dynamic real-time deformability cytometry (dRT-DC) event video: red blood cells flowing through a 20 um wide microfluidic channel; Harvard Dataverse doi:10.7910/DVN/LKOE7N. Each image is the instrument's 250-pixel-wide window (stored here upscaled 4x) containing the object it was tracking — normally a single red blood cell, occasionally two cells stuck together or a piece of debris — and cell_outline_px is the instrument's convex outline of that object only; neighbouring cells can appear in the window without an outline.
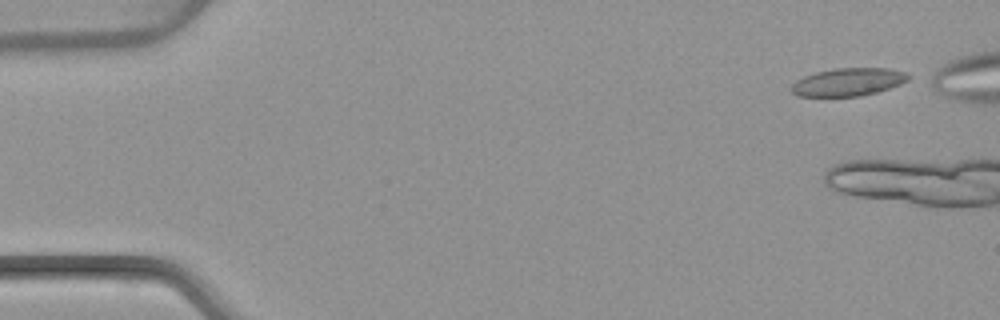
{"species": "common noctule bat (a hibernating species)", "species_latin": "Nyctalus noctula", "temperature_condition": "warm", "stored_images_in_passage": 4, "camera_frame_rate_fps": 3000, "um_per_image_px": 0.085, "animal": {"sex": "female", "body_mass_g": 22.7, "forearm_length_mm": 54.2}, "frame": {"image": 1, "passage_image": 1, "time_ms": 0.0, "image_size_px": [1000, 320], "cell_outline_px": [[916, 76], [900, 84], [876, 92], [860, 96], [796, 96], [792, 92], [792, 84], [796, 80], [804, 76], [816, 72], [832, 68], [888, 68], [908, 72]], "centroid_in_image_um": [72.15, 6.95], "position_along_channel_um": 12.8, "area_um2": 19.19}}